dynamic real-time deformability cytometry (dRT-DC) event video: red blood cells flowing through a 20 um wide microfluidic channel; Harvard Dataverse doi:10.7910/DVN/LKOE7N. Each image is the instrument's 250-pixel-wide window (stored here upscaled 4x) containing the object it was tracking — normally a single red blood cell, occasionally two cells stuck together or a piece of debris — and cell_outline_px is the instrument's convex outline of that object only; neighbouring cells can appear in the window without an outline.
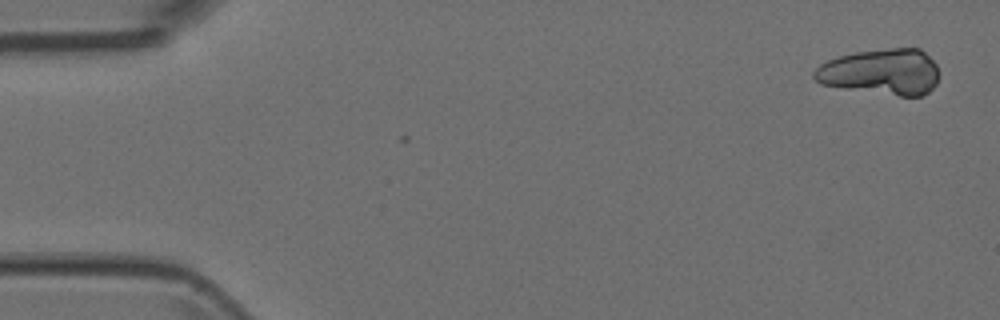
{"species": "Egyptian fruit bat (a non-hibernating species)", "species_latin": "Rousettus aegyptiacus", "temperature_condition": "room temperature", "stored_images_in_passage": 6, "camera_frame_rate_fps": 3000, "um_per_image_px": 0.085, "animal": {"sex": "female"}, "frame": {"image": 1, "passage_image": 1, "time_ms": 0.0, "image_size_px": [1000, 320], "cell_outline_px": [[940, 76], [936, 84], [924, 96], [900, 96], [844, 88], [820, 84], [812, 76], [812, 72], [820, 64], [828, 60], [840, 56], [856, 52], [888, 48], [920, 48], [936, 64], [940, 72]], "centroid_in_image_um": [74.92, 6.11], "position_along_channel_um": 10.1, "area_um2": 33.64}}